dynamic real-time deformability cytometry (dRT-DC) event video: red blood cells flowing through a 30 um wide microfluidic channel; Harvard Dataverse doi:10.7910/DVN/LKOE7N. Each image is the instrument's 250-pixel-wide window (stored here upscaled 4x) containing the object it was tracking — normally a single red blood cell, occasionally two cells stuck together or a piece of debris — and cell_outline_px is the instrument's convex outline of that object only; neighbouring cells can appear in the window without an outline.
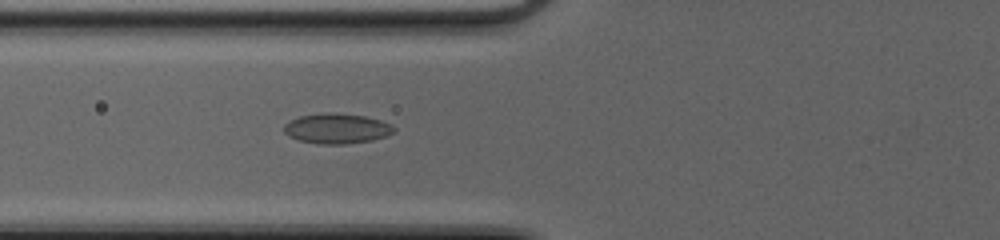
{"species": "common noctule bat (a hibernating species)", "species_latin": "Nyctalus noctula", "temperature_condition": "cold", "stored_images_in_passage": 36, "camera_frame_rate_fps": 3000, "um_per_image_px": 0.085, "animal": {"sex": "female", "body_mass_g": 20.0, "forearm_length_mm": 54.0}, "frame": {"image": 1, "passage_image": 7, "time_ms": 2.0, "image_size_px": [1000, 240], "cell_outline_px": [[396, 132], [388, 136], [372, 140], [344, 144], [316, 144], [296, 140], [288, 136], [284, 132], [284, 124], [288, 120], [300, 116], [324, 112], [332, 112], [364, 116], [380, 120], [392, 124], [396, 128]], "centroid_in_image_um": [28.62, 10.93], "position_along_channel_um": 97.2, "area_um2": 19.71}}
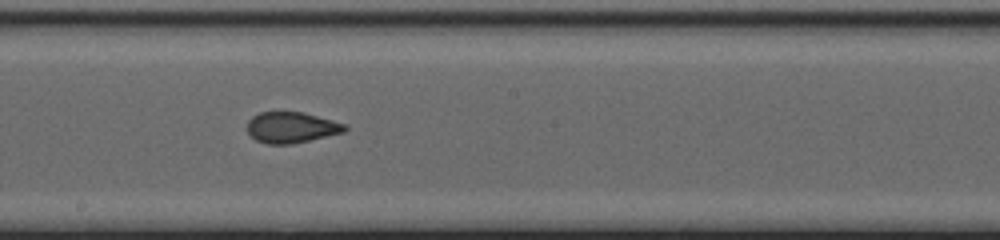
{"frame": {"image": 2, "passage_image": 16, "time_ms": 5.0, "image_size_px": [1000, 240], "cell_outline_px": [[348, 128], [344, 132], [292, 144], [268, 144], [256, 140], [248, 132], [248, 120], [252, 116], [260, 112], [304, 112], [348, 124]], "centroid_in_image_um": [24.8, 10.82], "position_along_channel_um": 223.4, "area_um2": 17.63}}
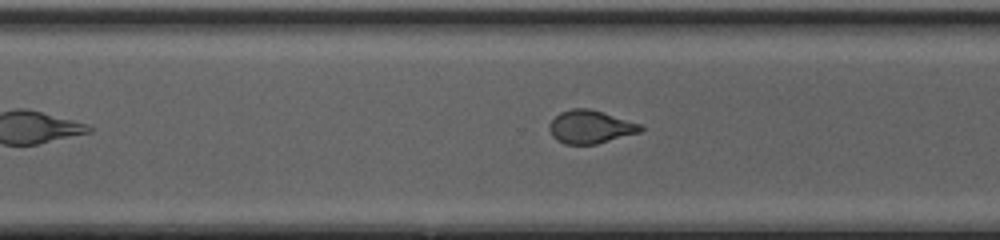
{"frame": {"image": 3, "passage_image": 23, "time_ms": 7.333, "image_size_px": [1000, 240], "cell_outline_px": [[644, 128], [640, 132], [596, 144], [564, 144], [556, 140], [552, 136], [548, 128], [548, 124], [560, 112], [572, 108], [588, 108], [640, 124]], "centroid_in_image_um": [50.13, 10.79], "position_along_channel_um": 320.5, "area_um2": 17.46}, "authors_computed_cell_mechanics": {"area_um2": 18.1492, "velocity_mm_per_s": 4.1876, "shape_relaxation_time_tau1_ms": null, "shape_relaxation_time_tau2_ms": 1.0844, "deformation_change_tau1": null, "deformation_change_tau2": 0.0788}}